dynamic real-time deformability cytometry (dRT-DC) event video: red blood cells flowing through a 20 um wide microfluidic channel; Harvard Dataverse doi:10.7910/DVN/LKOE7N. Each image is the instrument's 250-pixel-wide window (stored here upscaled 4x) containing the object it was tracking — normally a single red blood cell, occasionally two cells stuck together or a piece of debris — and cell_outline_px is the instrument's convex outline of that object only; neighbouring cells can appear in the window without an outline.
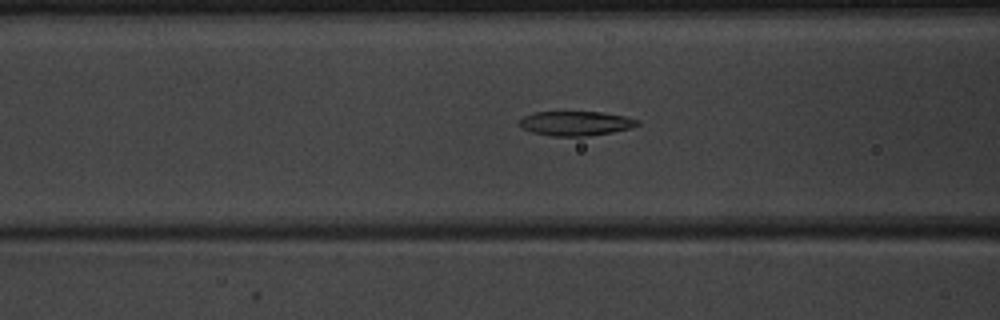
{"species": "common noctule bat (a hibernating species)", "species_latin": "Nyctalus noctula", "temperature_condition": "warm", "stored_images_in_passage": 34, "camera_frame_rate_fps": 3000, "um_per_image_px": 0.085, "animal": {"sex": "male", "body_mass_g": 20.1, "forearm_length_mm": 53.5}, "frame": {"image": 1, "passage_image": 4, "time_ms": 1.0, "image_size_px": [1000, 320], "cell_outline_px": [[640, 124], [632, 128], [612, 132], [588, 136], [552, 136], [532, 132], [520, 128], [520, 120], [524, 116], [532, 112], [604, 112], [624, 116], [640, 120]], "centroid_in_image_um": [48.95, 10.48], "position_along_channel_um": 117.6, "area_um2": 16.94}}
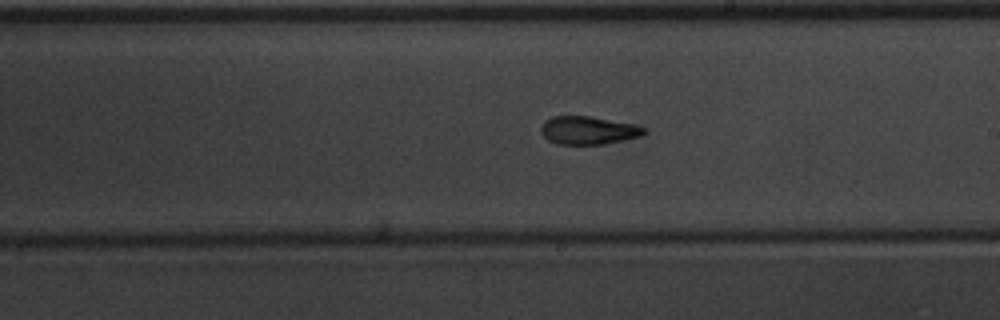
{"frame": {"image": 2, "passage_image": 13, "time_ms": 4.0, "image_size_px": [1000, 320], "cell_outline_px": [[648, 132], [640, 136], [604, 144], [556, 144], [548, 140], [540, 132], [540, 128], [544, 120], [552, 116], [592, 116], [636, 124], [644, 128]], "centroid_in_image_um": [49.99, 11.07], "position_along_channel_um": 239.0, "area_um2": 17.05}}
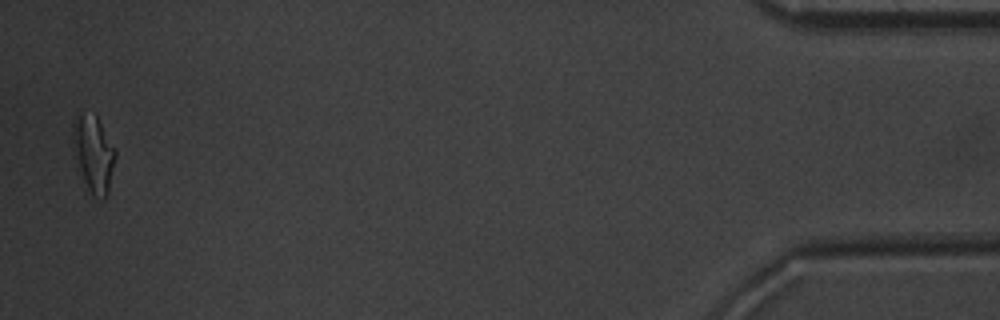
{"frame": {"image": 3, "passage_image": 33, "time_ms": 10.667, "image_size_px": [1000, 320], "cell_outline_px": [[116, 156], [108, 192], [104, 200], [96, 200], [92, 196], [84, 180], [80, 168], [72, 132], [72, 124], [80, 112], [96, 116], [116, 148]], "centroid_in_image_um": [8.0, 13.1], "position_along_channel_um": 427.2, "area_um2": 18.5}}